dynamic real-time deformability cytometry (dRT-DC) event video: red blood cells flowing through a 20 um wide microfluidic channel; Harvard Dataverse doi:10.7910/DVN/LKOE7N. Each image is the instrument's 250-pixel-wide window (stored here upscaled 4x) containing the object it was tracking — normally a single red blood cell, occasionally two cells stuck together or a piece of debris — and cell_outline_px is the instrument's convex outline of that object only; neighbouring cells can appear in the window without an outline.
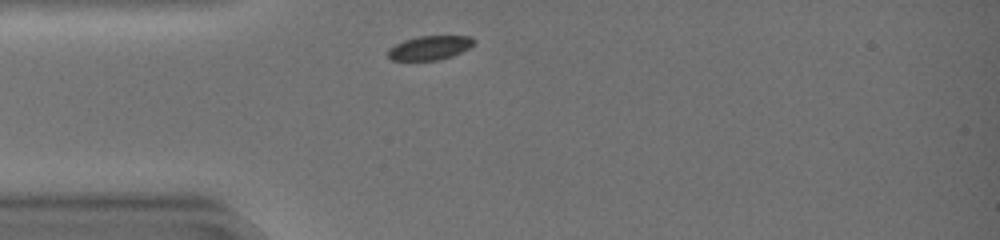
{"species": "common noctule bat (a hibernating species)", "species_latin": "Nyctalus noctula", "temperature_condition": "warm", "stored_images_in_passage": 29, "camera_frame_rate_fps": 3000, "um_per_image_px": 0.085, "animal": {"sex": "female", "body_mass_g": 19.0, "forearm_length_mm": 51.5}, "frame": {"image": 1, "passage_image": 1, "time_ms": 0.0, "image_size_px": [1000, 240], "cell_outline_px": [[472, 44], [468, 48], [452, 56], [436, 60], [392, 60], [388, 56], [388, 52], [396, 44], [404, 40], [416, 36], [468, 36], [472, 40]], "centroid_in_image_um": [36.49, 4.06], "position_along_channel_um": 48.5, "area_um2": 11.68}}
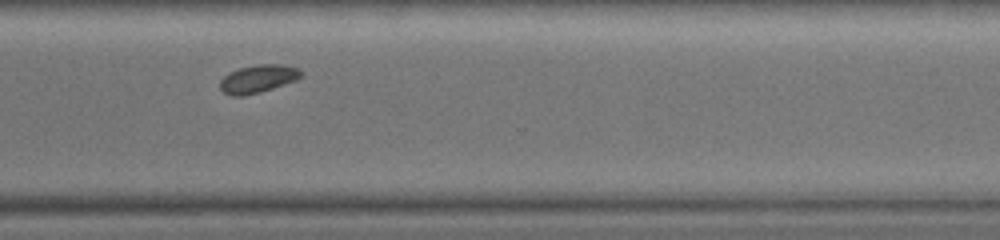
{"frame": {"image": 2, "passage_image": 23, "time_ms": 7.333, "image_size_px": [1000, 240], "cell_outline_px": [[304, 72], [296, 80], [260, 92], [244, 96], [232, 96], [224, 92], [220, 88], [220, 80], [224, 76], [240, 68], [260, 64], [280, 64], [300, 68]], "centroid_in_image_um": [21.95, 6.7], "position_along_channel_um": 348.6, "area_um2": 13.06}}
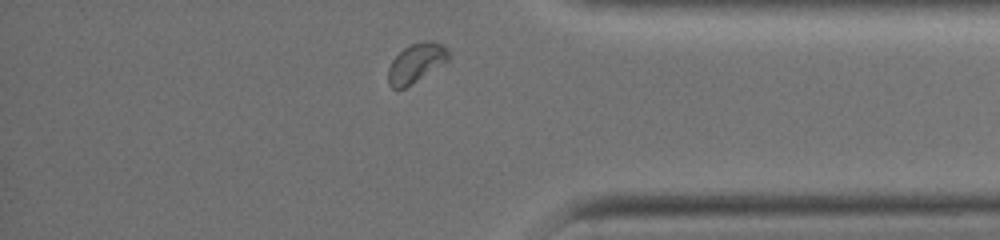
{"frame": {"image": 3, "passage_image": 27, "time_ms": 8.667, "image_size_px": [1000, 240], "cell_outline_px": [[452, 56], [448, 60], [412, 84], [404, 88], [392, 88], [388, 84], [388, 68], [392, 60], [404, 48], [412, 44], [424, 40], [428, 40], [440, 44]], "centroid_in_image_um": [35.35, 5.36], "position_along_channel_um": 399.9, "area_um2": 13.53}, "authors_computed_cell_mechanics": {"area_um2": 13.005, "velocity_mm_per_s": 4.2306, "shape_relaxation_time_tau1_ms": 2.2765, "shape_relaxation_time_tau2_ms": null, "deformation_change_tau1": 0.0457, "deformation_change_tau2": null}}